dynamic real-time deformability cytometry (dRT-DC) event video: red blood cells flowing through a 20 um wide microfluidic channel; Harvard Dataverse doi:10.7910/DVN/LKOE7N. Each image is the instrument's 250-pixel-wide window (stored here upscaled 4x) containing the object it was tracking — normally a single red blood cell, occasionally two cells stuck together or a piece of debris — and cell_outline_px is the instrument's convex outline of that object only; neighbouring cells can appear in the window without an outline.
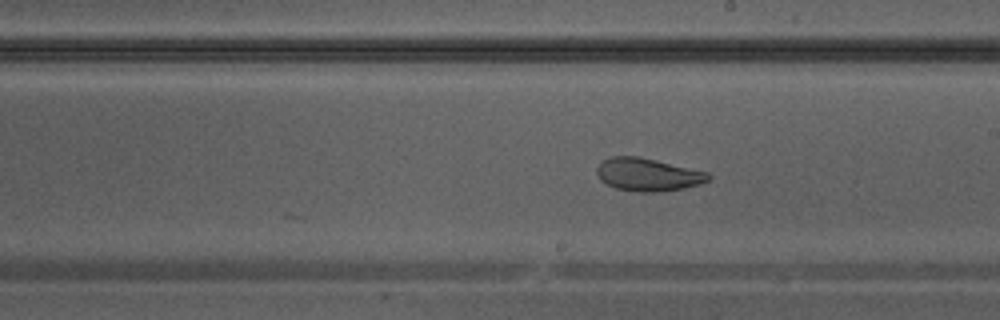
{"species": "Egyptian fruit bat (a non-hibernating species)", "species_latin": "Rousettus aegyptiacus", "temperature_condition": "warm", "stored_images_in_passage": 20, "camera_frame_rate_fps": 3000, "um_per_image_px": 0.085, "animal": {"sex": "male"}, "frame": {"image": 1, "passage_image": 20, "time_ms": 6.333, "image_size_px": [1000, 320], "cell_outline_px": [[712, 176], [708, 180], [700, 184], [684, 188], [660, 192], [640, 192], [616, 188], [600, 180], [596, 172], [596, 168], [600, 160], [612, 156], [636, 156], [708, 172]], "centroid_in_image_um": [55.04, 14.84], "position_along_channel_um": 234.0, "area_um2": 21.33}}